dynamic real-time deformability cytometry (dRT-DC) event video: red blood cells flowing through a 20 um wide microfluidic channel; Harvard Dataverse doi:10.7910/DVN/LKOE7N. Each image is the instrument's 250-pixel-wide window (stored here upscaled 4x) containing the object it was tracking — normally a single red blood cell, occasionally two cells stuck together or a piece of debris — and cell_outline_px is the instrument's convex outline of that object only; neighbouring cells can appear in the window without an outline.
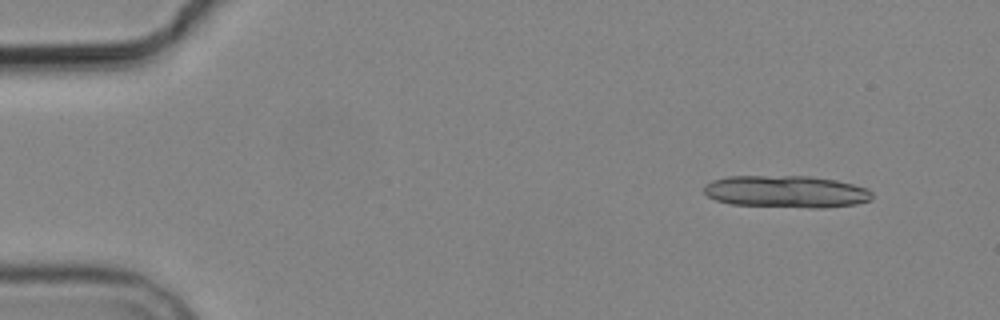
{"species": "common noctule bat (a hibernating species)", "species_latin": "Nyctalus noctula", "temperature_condition": "cold", "stored_images_in_passage": 6, "camera_frame_rate_fps": 3000, "um_per_image_px": 0.085, "animal": {"sex": "male", "body_mass_g": 19.2, "forearm_length_mm": 51.8}, "frame": {"image": 1, "passage_image": 2, "time_ms": 1.333, "image_size_px": [1000, 320], "cell_outline_px": [[872, 200], [856, 204], [824, 208], [808, 208], [732, 204], [716, 200], [708, 196], [704, 192], [704, 184], [712, 180], [728, 176], [808, 176], [836, 180], [868, 188], [872, 192]], "centroid_in_image_um": [66.84, 16.29], "position_along_channel_um": 18.2, "area_um2": 31.67}}
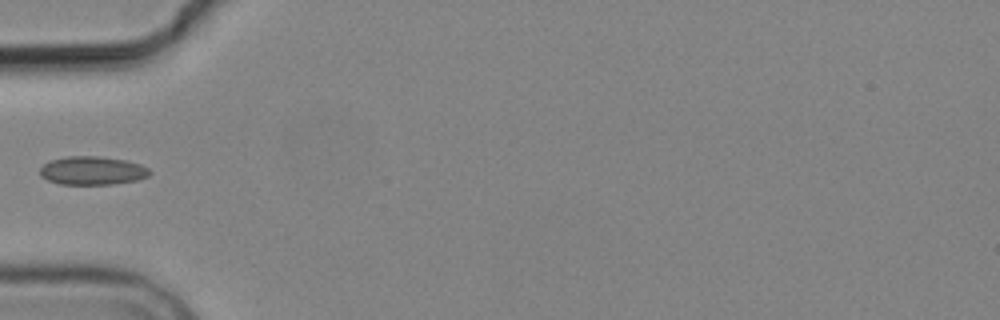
{"frame": {"image": 2, "passage_image": 6, "time_ms": 6.0, "image_size_px": [1000, 320], "cell_outline_px": [[152, 172], [148, 176], [136, 180], [112, 184], [60, 184], [48, 180], [40, 176], [40, 168], [44, 164], [52, 160], [64, 156], [100, 156], [128, 160], [140, 164], [148, 168]], "centroid_in_image_um": [7.86, 14.49], "position_along_channel_um": 77.1, "area_um2": 18.26}}